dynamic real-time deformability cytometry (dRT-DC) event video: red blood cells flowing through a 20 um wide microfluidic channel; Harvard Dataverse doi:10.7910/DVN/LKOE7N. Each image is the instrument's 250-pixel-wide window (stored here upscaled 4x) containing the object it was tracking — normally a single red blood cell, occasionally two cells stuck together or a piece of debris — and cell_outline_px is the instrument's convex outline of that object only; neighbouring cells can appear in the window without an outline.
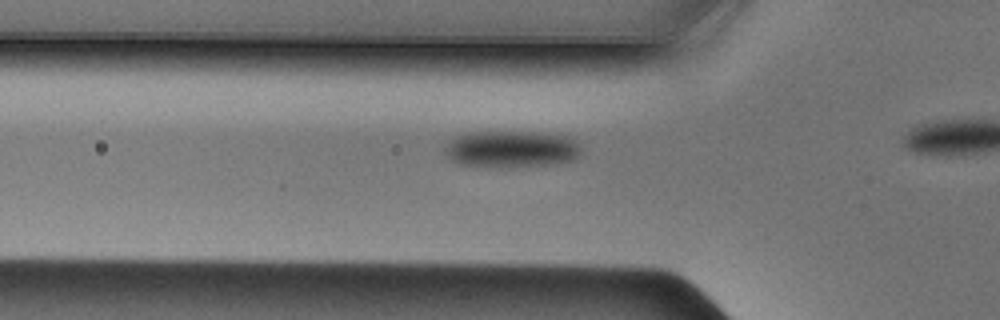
{"species": "Egyptian fruit bat (a non-hibernating species)", "species_latin": "Rousettus aegyptiacus", "temperature_condition": "cold", "stored_images_in_passage": 14, "camera_frame_rate_fps": 3000, "um_per_image_px": 0.085, "animal": {"sex": "male"}, "frame": {"image": 1, "passage_image": 12, "time_ms": 3.667, "image_size_px": [1000, 320], "cell_outline_px": [[580, 156], [572, 160], [544, 164], [460, 164], [452, 160], [444, 152], [448, 144], [456, 136], [464, 132], [544, 132], [568, 136], [580, 148]], "centroid_in_image_um": [43.48, 12.6], "position_along_channel_um": 82.3, "area_um2": 27.86}}